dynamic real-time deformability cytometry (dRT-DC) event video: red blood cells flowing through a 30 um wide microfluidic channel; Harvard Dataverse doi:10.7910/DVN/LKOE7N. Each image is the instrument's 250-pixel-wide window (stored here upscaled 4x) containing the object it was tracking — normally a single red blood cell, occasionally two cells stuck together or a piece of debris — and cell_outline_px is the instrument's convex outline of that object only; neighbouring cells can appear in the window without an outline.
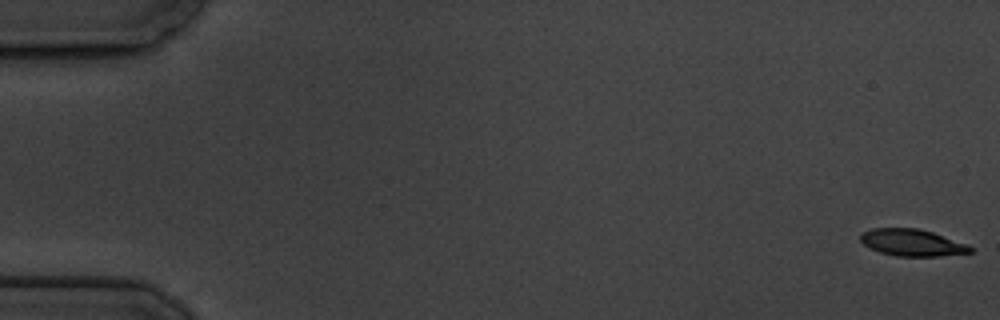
{"species": "common noctule bat (a hibernating species)", "species_latin": "Nyctalus noctula", "temperature_condition": "cold", "stored_images_in_passage": 6, "camera_frame_rate_fps": 3000, "um_per_image_px": 0.085, "animal": {"sex": "male", "body_mass_g": 19.5, "forearm_length_mm": 54.6}, "frame": {"image": 1, "passage_image": 1, "time_ms": 0.0, "image_size_px": [1000, 320], "cell_outline_px": [[972, 252], [936, 256], [896, 256], [880, 252], [864, 244], [860, 240], [860, 232], [872, 228], [920, 228], [968, 244], [972, 248]], "centroid_in_image_um": [77.51, 20.61], "position_along_channel_um": 7.5, "area_um2": 17.11}}
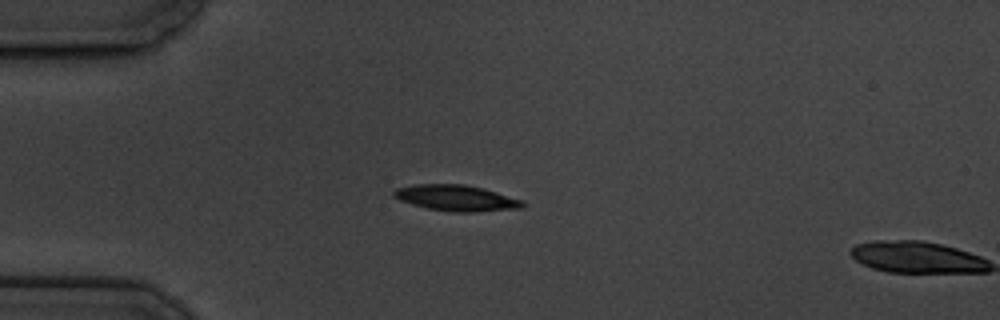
{"frame": {"image": 2, "passage_image": 5, "time_ms": 5.0, "image_size_px": [1000, 320], "cell_outline_px": [[524, 208], [476, 212], [456, 212], [428, 208], [412, 204], [400, 200], [392, 196], [392, 192], [396, 188], [416, 184], [464, 184], [484, 188], [524, 200]], "centroid_in_image_um": [38.81, 16.82], "position_along_channel_um": 46.2, "area_um2": 19.59}}